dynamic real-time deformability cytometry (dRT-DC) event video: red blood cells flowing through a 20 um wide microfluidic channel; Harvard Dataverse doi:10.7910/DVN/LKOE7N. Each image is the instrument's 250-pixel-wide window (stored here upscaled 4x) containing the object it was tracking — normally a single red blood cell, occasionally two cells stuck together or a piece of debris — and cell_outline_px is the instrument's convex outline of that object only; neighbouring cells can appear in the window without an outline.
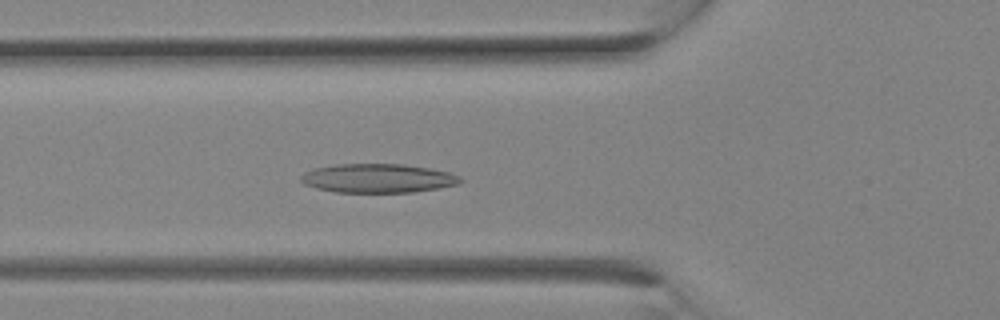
{"species": "Egyptian fruit bat (a non-hibernating species)", "species_latin": "Rousettus aegyptiacus", "temperature_condition": "room temperature", "stored_images_in_passage": 7, "camera_frame_rate_fps": 3000, "um_per_image_px": 0.085, "animal": {"sex": "female"}, "frame": {"image": 1, "passage_image": 5, "time_ms": 1.333, "image_size_px": [1000, 320], "cell_outline_px": [[464, 180], [460, 184], [412, 192], [336, 192], [316, 188], [304, 184], [300, 180], [300, 176], [304, 172], [316, 168], [336, 164], [404, 164], [428, 168], [448, 172], [460, 176]], "centroid_in_image_um": [32.12, 15.15], "position_along_channel_um": 93.7, "area_um2": 26.82}}
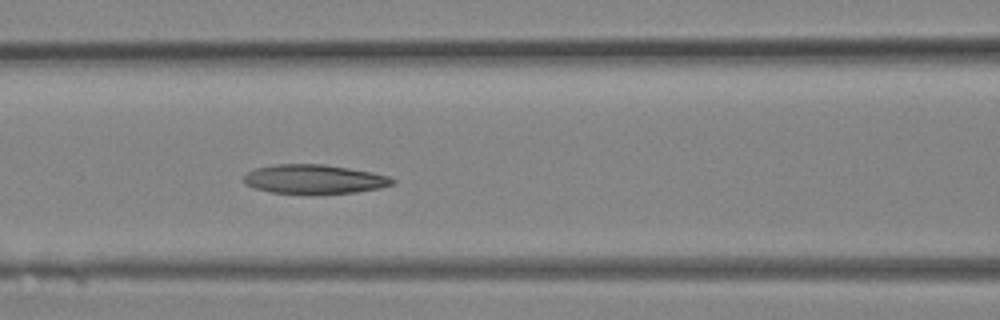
{"frame": {"image": 2, "passage_image": 7, "time_ms": 2.0, "image_size_px": [1000, 320], "cell_outline_px": [[396, 184], [380, 188], [356, 192], [272, 192], [256, 188], [244, 184], [244, 176], [248, 172], [256, 168], [276, 164], [324, 164], [372, 172], [388, 176], [396, 180]], "centroid_in_image_um": [26.75, 15.2], "position_along_channel_um": 139.9, "area_um2": 24.68}}